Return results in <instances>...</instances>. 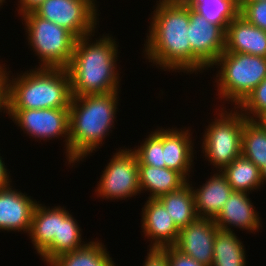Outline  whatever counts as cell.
Returning a JSON list of instances; mask_svg holds the SVG:
<instances>
[{"mask_svg":"<svg viewBox=\"0 0 266 266\" xmlns=\"http://www.w3.org/2000/svg\"><path fill=\"white\" fill-rule=\"evenodd\" d=\"M156 5L143 49L146 59L164 71L191 73L190 8L182 0H159Z\"/></svg>","mask_w":266,"mask_h":266,"instance_id":"obj_1","label":"cell"},{"mask_svg":"<svg viewBox=\"0 0 266 266\" xmlns=\"http://www.w3.org/2000/svg\"><path fill=\"white\" fill-rule=\"evenodd\" d=\"M91 35L76 40L71 62L66 68L70 75L72 96L119 91L116 39L103 34L102 38L92 42L89 40Z\"/></svg>","mask_w":266,"mask_h":266,"instance_id":"obj_2","label":"cell"},{"mask_svg":"<svg viewBox=\"0 0 266 266\" xmlns=\"http://www.w3.org/2000/svg\"><path fill=\"white\" fill-rule=\"evenodd\" d=\"M118 92L72 96L69 107V164L96 151L116 119ZM115 118V119H114Z\"/></svg>","mask_w":266,"mask_h":266,"instance_id":"obj_3","label":"cell"},{"mask_svg":"<svg viewBox=\"0 0 266 266\" xmlns=\"http://www.w3.org/2000/svg\"><path fill=\"white\" fill-rule=\"evenodd\" d=\"M10 72L6 69L7 109L70 107L72 94L66 68L35 67L14 79Z\"/></svg>","mask_w":266,"mask_h":266,"instance_id":"obj_4","label":"cell"},{"mask_svg":"<svg viewBox=\"0 0 266 266\" xmlns=\"http://www.w3.org/2000/svg\"><path fill=\"white\" fill-rule=\"evenodd\" d=\"M214 65L221 67L215 80L218 95L224 101L233 102V109L266 78V58L261 56L224 51Z\"/></svg>","mask_w":266,"mask_h":266,"instance_id":"obj_5","label":"cell"},{"mask_svg":"<svg viewBox=\"0 0 266 266\" xmlns=\"http://www.w3.org/2000/svg\"><path fill=\"white\" fill-rule=\"evenodd\" d=\"M28 33V43L39 57L38 67L67 68L77 38L65 28L29 12L21 16Z\"/></svg>","mask_w":266,"mask_h":266,"instance_id":"obj_6","label":"cell"},{"mask_svg":"<svg viewBox=\"0 0 266 266\" xmlns=\"http://www.w3.org/2000/svg\"><path fill=\"white\" fill-rule=\"evenodd\" d=\"M223 109L206 128L201 146L205 158L218 168L217 171H222L241 155L242 131L247 120L238 108L230 112Z\"/></svg>","mask_w":266,"mask_h":266,"instance_id":"obj_7","label":"cell"},{"mask_svg":"<svg viewBox=\"0 0 266 266\" xmlns=\"http://www.w3.org/2000/svg\"><path fill=\"white\" fill-rule=\"evenodd\" d=\"M94 0H45L33 12L72 33L77 39L94 36L97 7Z\"/></svg>","mask_w":266,"mask_h":266,"instance_id":"obj_8","label":"cell"},{"mask_svg":"<svg viewBox=\"0 0 266 266\" xmlns=\"http://www.w3.org/2000/svg\"><path fill=\"white\" fill-rule=\"evenodd\" d=\"M96 188L102 199L125 200L140 194L138 158L133 149H121L113 155Z\"/></svg>","mask_w":266,"mask_h":266,"instance_id":"obj_9","label":"cell"},{"mask_svg":"<svg viewBox=\"0 0 266 266\" xmlns=\"http://www.w3.org/2000/svg\"><path fill=\"white\" fill-rule=\"evenodd\" d=\"M6 113L32 138L45 141L65 136L69 164V108L7 109Z\"/></svg>","mask_w":266,"mask_h":266,"instance_id":"obj_10","label":"cell"},{"mask_svg":"<svg viewBox=\"0 0 266 266\" xmlns=\"http://www.w3.org/2000/svg\"><path fill=\"white\" fill-rule=\"evenodd\" d=\"M191 73L212 68L225 51V31L190 9Z\"/></svg>","mask_w":266,"mask_h":266,"instance_id":"obj_11","label":"cell"},{"mask_svg":"<svg viewBox=\"0 0 266 266\" xmlns=\"http://www.w3.org/2000/svg\"><path fill=\"white\" fill-rule=\"evenodd\" d=\"M217 228L214 219L198 217L185 228L180 229L174 247L199 264L212 266Z\"/></svg>","mask_w":266,"mask_h":266,"instance_id":"obj_12","label":"cell"},{"mask_svg":"<svg viewBox=\"0 0 266 266\" xmlns=\"http://www.w3.org/2000/svg\"><path fill=\"white\" fill-rule=\"evenodd\" d=\"M12 187L0 189V230L29 233L37 201Z\"/></svg>","mask_w":266,"mask_h":266,"instance_id":"obj_13","label":"cell"},{"mask_svg":"<svg viewBox=\"0 0 266 266\" xmlns=\"http://www.w3.org/2000/svg\"><path fill=\"white\" fill-rule=\"evenodd\" d=\"M142 209V232L152 239L150 248L174 246L180 230L164 205L157 198H148Z\"/></svg>","mask_w":266,"mask_h":266,"instance_id":"obj_14","label":"cell"},{"mask_svg":"<svg viewBox=\"0 0 266 266\" xmlns=\"http://www.w3.org/2000/svg\"><path fill=\"white\" fill-rule=\"evenodd\" d=\"M225 51L266 58V31L249 23L239 14L226 28Z\"/></svg>","mask_w":266,"mask_h":266,"instance_id":"obj_15","label":"cell"},{"mask_svg":"<svg viewBox=\"0 0 266 266\" xmlns=\"http://www.w3.org/2000/svg\"><path fill=\"white\" fill-rule=\"evenodd\" d=\"M260 219L248 193L233 191L214 221L223 230L232 231L234 226L252 233L262 226Z\"/></svg>","mask_w":266,"mask_h":266,"instance_id":"obj_16","label":"cell"},{"mask_svg":"<svg viewBox=\"0 0 266 266\" xmlns=\"http://www.w3.org/2000/svg\"><path fill=\"white\" fill-rule=\"evenodd\" d=\"M190 130L162 129L163 156L166 168L181 173L186 179L193 162V144Z\"/></svg>","mask_w":266,"mask_h":266,"instance_id":"obj_17","label":"cell"},{"mask_svg":"<svg viewBox=\"0 0 266 266\" xmlns=\"http://www.w3.org/2000/svg\"><path fill=\"white\" fill-rule=\"evenodd\" d=\"M193 188L195 209L200 218L215 219L233 192L221 171L210 176V179L199 189Z\"/></svg>","mask_w":266,"mask_h":266,"instance_id":"obj_18","label":"cell"},{"mask_svg":"<svg viewBox=\"0 0 266 266\" xmlns=\"http://www.w3.org/2000/svg\"><path fill=\"white\" fill-rule=\"evenodd\" d=\"M140 193L149 190L148 198H159L169 192L181 189L188 183L181 173L168 169L148 165H138Z\"/></svg>","mask_w":266,"mask_h":266,"instance_id":"obj_19","label":"cell"},{"mask_svg":"<svg viewBox=\"0 0 266 266\" xmlns=\"http://www.w3.org/2000/svg\"><path fill=\"white\" fill-rule=\"evenodd\" d=\"M80 231L76 219L68 210L59 206L58 237H54L53 242L40 254L42 260L47 264L59 255L85 246V242L81 240L82 233Z\"/></svg>","mask_w":266,"mask_h":266,"instance_id":"obj_20","label":"cell"},{"mask_svg":"<svg viewBox=\"0 0 266 266\" xmlns=\"http://www.w3.org/2000/svg\"><path fill=\"white\" fill-rule=\"evenodd\" d=\"M59 207L48 208L42 204L35 206L29 236L31 242L40 255L58 237Z\"/></svg>","mask_w":266,"mask_h":266,"instance_id":"obj_21","label":"cell"},{"mask_svg":"<svg viewBox=\"0 0 266 266\" xmlns=\"http://www.w3.org/2000/svg\"><path fill=\"white\" fill-rule=\"evenodd\" d=\"M191 186L192 184L188 182L181 189L157 198L169 212L170 217L179 230L185 228L198 218Z\"/></svg>","mask_w":266,"mask_h":266,"instance_id":"obj_22","label":"cell"},{"mask_svg":"<svg viewBox=\"0 0 266 266\" xmlns=\"http://www.w3.org/2000/svg\"><path fill=\"white\" fill-rule=\"evenodd\" d=\"M103 243L90 241L85 246L55 257L49 266H115ZM105 247V248H104Z\"/></svg>","mask_w":266,"mask_h":266,"instance_id":"obj_23","label":"cell"},{"mask_svg":"<svg viewBox=\"0 0 266 266\" xmlns=\"http://www.w3.org/2000/svg\"><path fill=\"white\" fill-rule=\"evenodd\" d=\"M190 9L226 31L239 15L240 0H182Z\"/></svg>","mask_w":266,"mask_h":266,"instance_id":"obj_24","label":"cell"},{"mask_svg":"<svg viewBox=\"0 0 266 266\" xmlns=\"http://www.w3.org/2000/svg\"><path fill=\"white\" fill-rule=\"evenodd\" d=\"M221 172L227 178L233 191L249 194L250 191L263 186L261 170L242 154Z\"/></svg>","mask_w":266,"mask_h":266,"instance_id":"obj_25","label":"cell"},{"mask_svg":"<svg viewBox=\"0 0 266 266\" xmlns=\"http://www.w3.org/2000/svg\"><path fill=\"white\" fill-rule=\"evenodd\" d=\"M245 254L242 242L233 231L217 228L212 266H245Z\"/></svg>","mask_w":266,"mask_h":266,"instance_id":"obj_26","label":"cell"},{"mask_svg":"<svg viewBox=\"0 0 266 266\" xmlns=\"http://www.w3.org/2000/svg\"><path fill=\"white\" fill-rule=\"evenodd\" d=\"M241 154L259 169L266 163V131L255 120L247 119L244 123Z\"/></svg>","mask_w":266,"mask_h":266,"instance_id":"obj_27","label":"cell"},{"mask_svg":"<svg viewBox=\"0 0 266 266\" xmlns=\"http://www.w3.org/2000/svg\"><path fill=\"white\" fill-rule=\"evenodd\" d=\"M161 129V130H160ZM151 132L144 143L134 149L138 158V165H148L159 168L166 167L163 156L162 128Z\"/></svg>","mask_w":266,"mask_h":266,"instance_id":"obj_28","label":"cell"},{"mask_svg":"<svg viewBox=\"0 0 266 266\" xmlns=\"http://www.w3.org/2000/svg\"><path fill=\"white\" fill-rule=\"evenodd\" d=\"M236 108H241L240 112H243L242 114L250 120H256L266 113V78Z\"/></svg>","mask_w":266,"mask_h":266,"instance_id":"obj_29","label":"cell"},{"mask_svg":"<svg viewBox=\"0 0 266 266\" xmlns=\"http://www.w3.org/2000/svg\"><path fill=\"white\" fill-rule=\"evenodd\" d=\"M239 14L249 23L266 31V1H240Z\"/></svg>","mask_w":266,"mask_h":266,"instance_id":"obj_30","label":"cell"},{"mask_svg":"<svg viewBox=\"0 0 266 266\" xmlns=\"http://www.w3.org/2000/svg\"><path fill=\"white\" fill-rule=\"evenodd\" d=\"M143 266H169L168 247L150 248Z\"/></svg>","mask_w":266,"mask_h":266,"instance_id":"obj_31","label":"cell"},{"mask_svg":"<svg viewBox=\"0 0 266 266\" xmlns=\"http://www.w3.org/2000/svg\"><path fill=\"white\" fill-rule=\"evenodd\" d=\"M168 260L169 266H204L190 256L185 255L174 246H168Z\"/></svg>","mask_w":266,"mask_h":266,"instance_id":"obj_32","label":"cell"},{"mask_svg":"<svg viewBox=\"0 0 266 266\" xmlns=\"http://www.w3.org/2000/svg\"><path fill=\"white\" fill-rule=\"evenodd\" d=\"M4 65H0V112L7 111V79H6V68Z\"/></svg>","mask_w":266,"mask_h":266,"instance_id":"obj_33","label":"cell"},{"mask_svg":"<svg viewBox=\"0 0 266 266\" xmlns=\"http://www.w3.org/2000/svg\"><path fill=\"white\" fill-rule=\"evenodd\" d=\"M45 0H20L18 14L24 15L29 12H33L41 3Z\"/></svg>","mask_w":266,"mask_h":266,"instance_id":"obj_34","label":"cell"},{"mask_svg":"<svg viewBox=\"0 0 266 266\" xmlns=\"http://www.w3.org/2000/svg\"><path fill=\"white\" fill-rule=\"evenodd\" d=\"M2 159V156H0V189L5 188L11 184L9 174L7 172L8 170Z\"/></svg>","mask_w":266,"mask_h":266,"instance_id":"obj_35","label":"cell"},{"mask_svg":"<svg viewBox=\"0 0 266 266\" xmlns=\"http://www.w3.org/2000/svg\"><path fill=\"white\" fill-rule=\"evenodd\" d=\"M255 121L266 131V113L260 115Z\"/></svg>","mask_w":266,"mask_h":266,"instance_id":"obj_36","label":"cell"},{"mask_svg":"<svg viewBox=\"0 0 266 266\" xmlns=\"http://www.w3.org/2000/svg\"><path fill=\"white\" fill-rule=\"evenodd\" d=\"M260 170H261L262 183L264 185V182H266V163Z\"/></svg>","mask_w":266,"mask_h":266,"instance_id":"obj_37","label":"cell"},{"mask_svg":"<svg viewBox=\"0 0 266 266\" xmlns=\"http://www.w3.org/2000/svg\"><path fill=\"white\" fill-rule=\"evenodd\" d=\"M240 1H266V0H240Z\"/></svg>","mask_w":266,"mask_h":266,"instance_id":"obj_38","label":"cell"},{"mask_svg":"<svg viewBox=\"0 0 266 266\" xmlns=\"http://www.w3.org/2000/svg\"><path fill=\"white\" fill-rule=\"evenodd\" d=\"M5 2V0H0V7H1V5H3L2 3H4Z\"/></svg>","mask_w":266,"mask_h":266,"instance_id":"obj_39","label":"cell"}]
</instances>
